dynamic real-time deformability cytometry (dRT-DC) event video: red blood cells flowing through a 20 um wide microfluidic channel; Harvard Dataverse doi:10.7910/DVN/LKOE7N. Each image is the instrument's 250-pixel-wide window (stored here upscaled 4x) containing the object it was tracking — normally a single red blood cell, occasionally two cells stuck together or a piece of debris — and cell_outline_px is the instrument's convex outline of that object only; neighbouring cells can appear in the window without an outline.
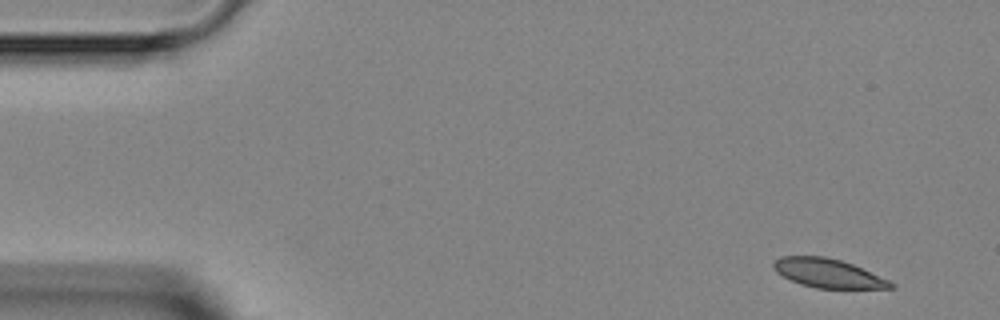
{"species": "Egyptian fruit bat (a non-hibernating species)", "species_latin": "Rousettus aegyptiacus", "temperature_condition": "room temperature", "stored_images_in_passage": 4, "camera_frame_rate_fps": 3000, "um_per_image_px": 0.085, "animal": {"sex": "female"}, "frame": {"image": 1, "passage_image": 1, "time_ms": 0.0, "image_size_px": [1000, 320], "cell_outline_px": [[896, 288], [816, 288], [800, 284], [776, 272], [772, 268], [772, 264], [780, 256], [824, 256], [840, 260], [852, 264], [888, 280], [896, 284]], "centroid_in_image_um": [70.36, 23.22], "position_along_channel_um": 14.6, "area_um2": 19.54}}
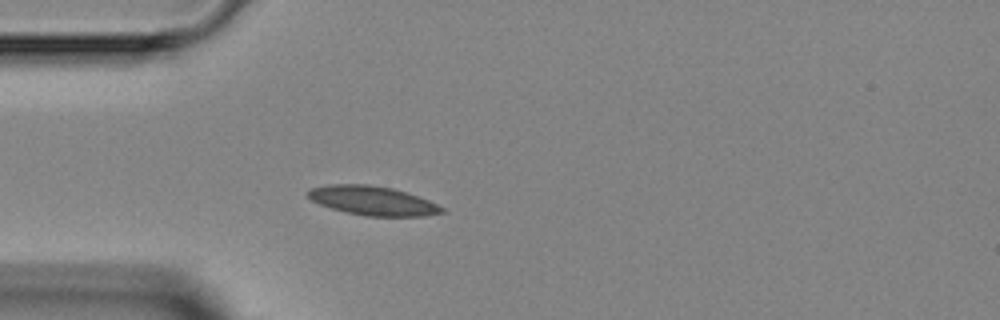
{"frame": {"image": 2, "passage_image": 4, "time_ms": 3.333, "image_size_px": [1000, 320], "cell_outline_px": [[444, 212], [424, 216], [364, 216], [332, 208], [320, 204], [312, 200], [304, 192], [308, 188], [328, 184], [368, 184], [392, 188], [428, 200], [444, 208]], "centroid_in_image_um": [31.62, 17.05], "position_along_channel_um": 53.4, "area_um2": 22.6}}